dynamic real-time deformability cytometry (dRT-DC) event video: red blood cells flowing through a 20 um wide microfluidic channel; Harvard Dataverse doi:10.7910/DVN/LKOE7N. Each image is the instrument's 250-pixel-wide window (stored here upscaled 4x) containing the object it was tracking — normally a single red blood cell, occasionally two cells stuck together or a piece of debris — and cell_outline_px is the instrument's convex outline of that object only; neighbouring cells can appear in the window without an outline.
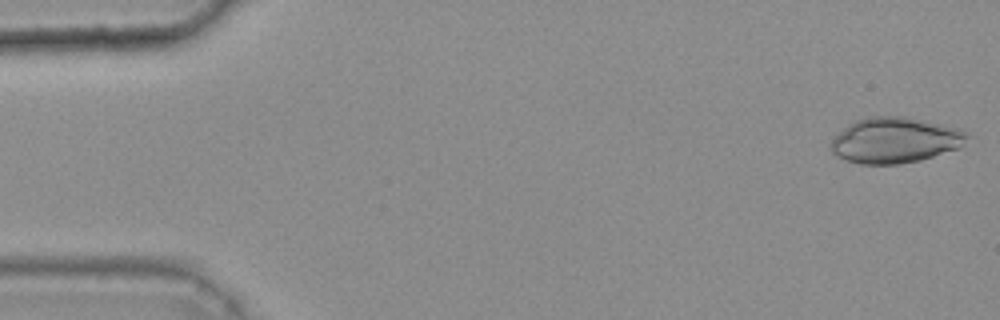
{"species": "common noctule bat (a hibernating species)", "species_latin": "Nyctalus noctula", "temperature_condition": "warm", "stored_images_in_passage": 46, "camera_frame_rate_fps": 3000, "um_per_image_px": 0.085, "animal": {"sex": "female", "body_mass_g": 25.1}, "frame": {"image": 1, "passage_image": 1, "time_ms": 0.0, "image_size_px": [1000, 320], "cell_outline_px": [[972, 136], [960, 148], [920, 160], [900, 164], [860, 164], [844, 160], [836, 156], [828, 148], [832, 140], [844, 128], [856, 120], [872, 116], [904, 116], [960, 128], [968, 132]], "centroid_in_image_um": [76.11, 11.93], "position_along_channel_um": 8.9, "area_um2": 36.53}}
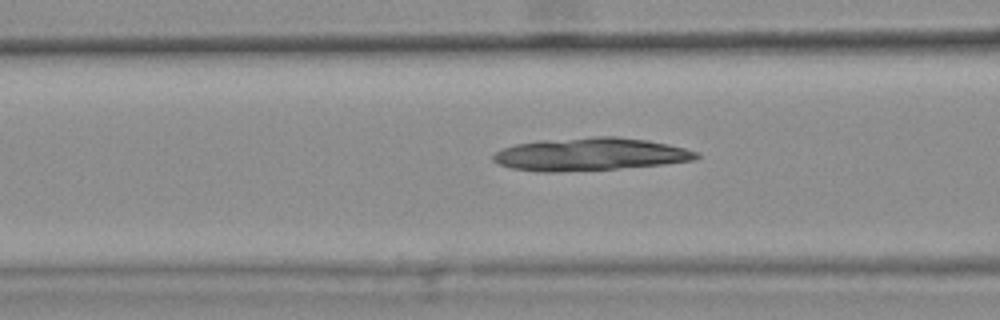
{"frame": {"image": 2, "passage_image": 20, "time_ms": 6.333, "image_size_px": [1000, 320], "cell_outline_px": [[700, 156], [696, 160], [664, 164], [616, 168], [512, 168], [500, 164], [492, 160], [492, 156], [496, 152], [504, 148], [516, 144], [536, 140], [596, 136], [616, 136], [648, 140], [668, 144], [700, 152]], "centroid_in_image_um": [50.31, 13.04], "position_along_channel_um": 116.3, "area_um2": 37.17}}
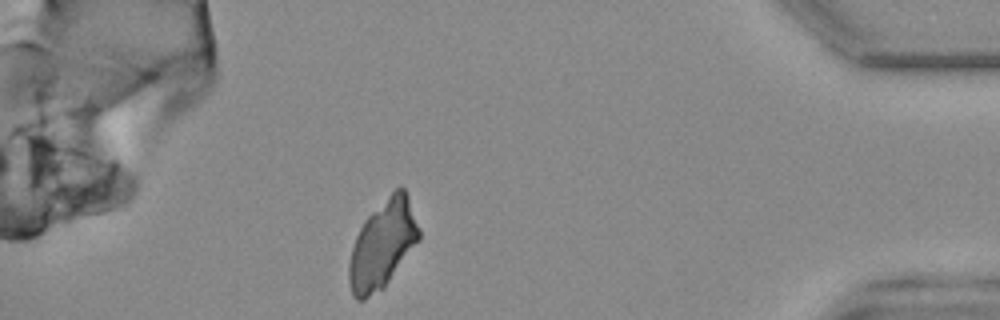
{"frame": {"image": 3, "passage_image": 46, "time_ms": 15.0, "image_size_px": [1000, 320], "cell_outline_px": [[420, 240], [384, 288], [364, 300], [356, 300], [352, 296], [348, 284], [348, 264], [352, 248], [356, 236], [364, 220], [400, 184], [404, 188], [408, 196], [420, 228]], "centroid_in_image_um": [32.52, 20.82], "position_along_channel_um": 402.7, "area_um2": 36.07}}